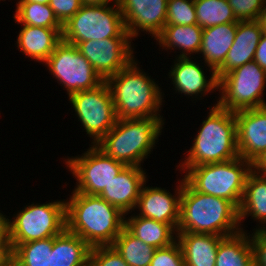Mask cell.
I'll list each match as a JSON object with an SVG mask.
<instances>
[{
	"label": "cell",
	"instance_id": "cell-1",
	"mask_svg": "<svg viewBox=\"0 0 266 266\" xmlns=\"http://www.w3.org/2000/svg\"><path fill=\"white\" fill-rule=\"evenodd\" d=\"M71 192L65 199L66 229L91 248L112 246L125 227V214L99 195Z\"/></svg>",
	"mask_w": 266,
	"mask_h": 266
},
{
	"label": "cell",
	"instance_id": "cell-2",
	"mask_svg": "<svg viewBox=\"0 0 266 266\" xmlns=\"http://www.w3.org/2000/svg\"><path fill=\"white\" fill-rule=\"evenodd\" d=\"M139 63V64H138ZM137 57L105 80L111 92L118 119L163 116L164 92L159 81L141 69ZM160 85V86H159ZM161 115H160V114Z\"/></svg>",
	"mask_w": 266,
	"mask_h": 266
},
{
	"label": "cell",
	"instance_id": "cell-3",
	"mask_svg": "<svg viewBox=\"0 0 266 266\" xmlns=\"http://www.w3.org/2000/svg\"><path fill=\"white\" fill-rule=\"evenodd\" d=\"M239 208L231 201L196 191L184 178L176 233L230 236L240 232Z\"/></svg>",
	"mask_w": 266,
	"mask_h": 266
},
{
	"label": "cell",
	"instance_id": "cell-4",
	"mask_svg": "<svg viewBox=\"0 0 266 266\" xmlns=\"http://www.w3.org/2000/svg\"><path fill=\"white\" fill-rule=\"evenodd\" d=\"M212 105L193 136L187 154L176 167H195L239 157L235 113L216 102Z\"/></svg>",
	"mask_w": 266,
	"mask_h": 266
},
{
	"label": "cell",
	"instance_id": "cell-5",
	"mask_svg": "<svg viewBox=\"0 0 266 266\" xmlns=\"http://www.w3.org/2000/svg\"><path fill=\"white\" fill-rule=\"evenodd\" d=\"M165 120L164 116L118 119L95 146L125 166L142 167L159 144Z\"/></svg>",
	"mask_w": 266,
	"mask_h": 266
},
{
	"label": "cell",
	"instance_id": "cell-6",
	"mask_svg": "<svg viewBox=\"0 0 266 266\" xmlns=\"http://www.w3.org/2000/svg\"><path fill=\"white\" fill-rule=\"evenodd\" d=\"M184 179L198 192L233 202L240 207L252 163L237 157L195 167H177ZM183 173V174H182Z\"/></svg>",
	"mask_w": 266,
	"mask_h": 266
},
{
	"label": "cell",
	"instance_id": "cell-7",
	"mask_svg": "<svg viewBox=\"0 0 266 266\" xmlns=\"http://www.w3.org/2000/svg\"><path fill=\"white\" fill-rule=\"evenodd\" d=\"M27 204L11 218L7 215L10 252L18 244L55 237L66 229L65 199Z\"/></svg>",
	"mask_w": 266,
	"mask_h": 266
},
{
	"label": "cell",
	"instance_id": "cell-8",
	"mask_svg": "<svg viewBox=\"0 0 266 266\" xmlns=\"http://www.w3.org/2000/svg\"><path fill=\"white\" fill-rule=\"evenodd\" d=\"M114 37H130L119 5H82L63 25L62 40L75 46Z\"/></svg>",
	"mask_w": 266,
	"mask_h": 266
},
{
	"label": "cell",
	"instance_id": "cell-9",
	"mask_svg": "<svg viewBox=\"0 0 266 266\" xmlns=\"http://www.w3.org/2000/svg\"><path fill=\"white\" fill-rule=\"evenodd\" d=\"M266 71L255 61L226 73L219 79L218 99L222 108L236 112L266 106Z\"/></svg>",
	"mask_w": 266,
	"mask_h": 266
},
{
	"label": "cell",
	"instance_id": "cell-10",
	"mask_svg": "<svg viewBox=\"0 0 266 266\" xmlns=\"http://www.w3.org/2000/svg\"><path fill=\"white\" fill-rule=\"evenodd\" d=\"M67 98L70 109H73L80 126L84 128L82 130L91 138V145L105 136L118 120L111 92L105 81L94 89L75 92Z\"/></svg>",
	"mask_w": 266,
	"mask_h": 266
},
{
	"label": "cell",
	"instance_id": "cell-11",
	"mask_svg": "<svg viewBox=\"0 0 266 266\" xmlns=\"http://www.w3.org/2000/svg\"><path fill=\"white\" fill-rule=\"evenodd\" d=\"M42 65L68 96L94 89L104 82L77 47L63 40Z\"/></svg>",
	"mask_w": 266,
	"mask_h": 266
},
{
	"label": "cell",
	"instance_id": "cell-12",
	"mask_svg": "<svg viewBox=\"0 0 266 266\" xmlns=\"http://www.w3.org/2000/svg\"><path fill=\"white\" fill-rule=\"evenodd\" d=\"M62 160L67 172L76 180L72 191L86 195H99L125 167L93 144H89L81 155L67 156Z\"/></svg>",
	"mask_w": 266,
	"mask_h": 266
},
{
	"label": "cell",
	"instance_id": "cell-13",
	"mask_svg": "<svg viewBox=\"0 0 266 266\" xmlns=\"http://www.w3.org/2000/svg\"><path fill=\"white\" fill-rule=\"evenodd\" d=\"M174 58L173 65H171L167 75L171 85L174 86L172 88L174 93H178L181 97H183L182 95H185L186 98L191 97V101L195 100L193 103L196 105L197 99L199 101L204 99L203 97L206 95L218 92L219 80L212 67L206 65L202 60L200 62L196 57ZM208 71L209 75L206 74Z\"/></svg>",
	"mask_w": 266,
	"mask_h": 266
},
{
	"label": "cell",
	"instance_id": "cell-14",
	"mask_svg": "<svg viewBox=\"0 0 266 266\" xmlns=\"http://www.w3.org/2000/svg\"><path fill=\"white\" fill-rule=\"evenodd\" d=\"M132 41L131 37H114L80 42L76 47L105 81L136 57Z\"/></svg>",
	"mask_w": 266,
	"mask_h": 266
},
{
	"label": "cell",
	"instance_id": "cell-15",
	"mask_svg": "<svg viewBox=\"0 0 266 266\" xmlns=\"http://www.w3.org/2000/svg\"><path fill=\"white\" fill-rule=\"evenodd\" d=\"M168 0H119L124 24L131 39L138 40L141 32L155 40L162 32Z\"/></svg>",
	"mask_w": 266,
	"mask_h": 266
},
{
	"label": "cell",
	"instance_id": "cell-16",
	"mask_svg": "<svg viewBox=\"0 0 266 266\" xmlns=\"http://www.w3.org/2000/svg\"><path fill=\"white\" fill-rule=\"evenodd\" d=\"M174 193L160 186H147L144 183L134 213L144 218L171 224L176 230L180 221V198L183 188V176L177 179ZM174 194V195H173ZM138 209V210H137ZM136 211V212H135Z\"/></svg>",
	"mask_w": 266,
	"mask_h": 266
},
{
	"label": "cell",
	"instance_id": "cell-17",
	"mask_svg": "<svg viewBox=\"0 0 266 266\" xmlns=\"http://www.w3.org/2000/svg\"><path fill=\"white\" fill-rule=\"evenodd\" d=\"M234 113L239 156L253 163L266 151V106Z\"/></svg>",
	"mask_w": 266,
	"mask_h": 266
},
{
	"label": "cell",
	"instance_id": "cell-18",
	"mask_svg": "<svg viewBox=\"0 0 266 266\" xmlns=\"http://www.w3.org/2000/svg\"><path fill=\"white\" fill-rule=\"evenodd\" d=\"M148 175L143 167L125 166L99 196L125 215L132 213Z\"/></svg>",
	"mask_w": 266,
	"mask_h": 266
},
{
	"label": "cell",
	"instance_id": "cell-19",
	"mask_svg": "<svg viewBox=\"0 0 266 266\" xmlns=\"http://www.w3.org/2000/svg\"><path fill=\"white\" fill-rule=\"evenodd\" d=\"M261 35V27L257 20L238 21L233 45L224 63L216 70L218 80L233 69L254 61Z\"/></svg>",
	"mask_w": 266,
	"mask_h": 266
},
{
	"label": "cell",
	"instance_id": "cell-20",
	"mask_svg": "<svg viewBox=\"0 0 266 266\" xmlns=\"http://www.w3.org/2000/svg\"><path fill=\"white\" fill-rule=\"evenodd\" d=\"M22 26L18 31L15 46L27 58L43 64L62 41L63 28H46L29 25Z\"/></svg>",
	"mask_w": 266,
	"mask_h": 266
},
{
	"label": "cell",
	"instance_id": "cell-21",
	"mask_svg": "<svg viewBox=\"0 0 266 266\" xmlns=\"http://www.w3.org/2000/svg\"><path fill=\"white\" fill-rule=\"evenodd\" d=\"M249 216L257 223V226L252 231L266 230V175L254 170L247 177L244 194L239 207L241 231H249L244 229V221Z\"/></svg>",
	"mask_w": 266,
	"mask_h": 266
},
{
	"label": "cell",
	"instance_id": "cell-22",
	"mask_svg": "<svg viewBox=\"0 0 266 266\" xmlns=\"http://www.w3.org/2000/svg\"><path fill=\"white\" fill-rule=\"evenodd\" d=\"M237 26L238 22H231L203 29L197 59L200 58L216 71L224 63L227 53L233 45Z\"/></svg>",
	"mask_w": 266,
	"mask_h": 266
},
{
	"label": "cell",
	"instance_id": "cell-23",
	"mask_svg": "<svg viewBox=\"0 0 266 266\" xmlns=\"http://www.w3.org/2000/svg\"><path fill=\"white\" fill-rule=\"evenodd\" d=\"M202 32L203 28L198 24L188 26L165 25L154 42L159 45V49H162L159 51H167L168 55L173 51L174 54L180 53H176L175 57H194L200 51Z\"/></svg>",
	"mask_w": 266,
	"mask_h": 266
},
{
	"label": "cell",
	"instance_id": "cell-24",
	"mask_svg": "<svg viewBox=\"0 0 266 266\" xmlns=\"http://www.w3.org/2000/svg\"><path fill=\"white\" fill-rule=\"evenodd\" d=\"M222 236L179 232L176 241L179 243L185 266H215L217 248Z\"/></svg>",
	"mask_w": 266,
	"mask_h": 266
},
{
	"label": "cell",
	"instance_id": "cell-25",
	"mask_svg": "<svg viewBox=\"0 0 266 266\" xmlns=\"http://www.w3.org/2000/svg\"><path fill=\"white\" fill-rule=\"evenodd\" d=\"M125 228L143 243L156 249L167 247L176 241V229L171 224L144 218L135 213L125 215Z\"/></svg>",
	"mask_w": 266,
	"mask_h": 266
},
{
	"label": "cell",
	"instance_id": "cell-26",
	"mask_svg": "<svg viewBox=\"0 0 266 266\" xmlns=\"http://www.w3.org/2000/svg\"><path fill=\"white\" fill-rule=\"evenodd\" d=\"M90 249L82 238L65 229L53 237L50 266H88Z\"/></svg>",
	"mask_w": 266,
	"mask_h": 266
},
{
	"label": "cell",
	"instance_id": "cell-27",
	"mask_svg": "<svg viewBox=\"0 0 266 266\" xmlns=\"http://www.w3.org/2000/svg\"><path fill=\"white\" fill-rule=\"evenodd\" d=\"M215 266H254L249 232L240 231L223 237L217 248Z\"/></svg>",
	"mask_w": 266,
	"mask_h": 266
},
{
	"label": "cell",
	"instance_id": "cell-28",
	"mask_svg": "<svg viewBox=\"0 0 266 266\" xmlns=\"http://www.w3.org/2000/svg\"><path fill=\"white\" fill-rule=\"evenodd\" d=\"M112 246L128 266H150L156 250L153 246L143 243L132 235L125 227Z\"/></svg>",
	"mask_w": 266,
	"mask_h": 266
},
{
	"label": "cell",
	"instance_id": "cell-29",
	"mask_svg": "<svg viewBox=\"0 0 266 266\" xmlns=\"http://www.w3.org/2000/svg\"><path fill=\"white\" fill-rule=\"evenodd\" d=\"M15 24L46 28H63L49 4L16 2Z\"/></svg>",
	"mask_w": 266,
	"mask_h": 266
},
{
	"label": "cell",
	"instance_id": "cell-30",
	"mask_svg": "<svg viewBox=\"0 0 266 266\" xmlns=\"http://www.w3.org/2000/svg\"><path fill=\"white\" fill-rule=\"evenodd\" d=\"M197 24L205 29L238 22L227 0H194Z\"/></svg>",
	"mask_w": 266,
	"mask_h": 266
},
{
	"label": "cell",
	"instance_id": "cell-31",
	"mask_svg": "<svg viewBox=\"0 0 266 266\" xmlns=\"http://www.w3.org/2000/svg\"><path fill=\"white\" fill-rule=\"evenodd\" d=\"M53 237L18 244L10 256L21 266H50Z\"/></svg>",
	"mask_w": 266,
	"mask_h": 266
},
{
	"label": "cell",
	"instance_id": "cell-32",
	"mask_svg": "<svg viewBox=\"0 0 266 266\" xmlns=\"http://www.w3.org/2000/svg\"><path fill=\"white\" fill-rule=\"evenodd\" d=\"M197 24L194 0H168L165 25Z\"/></svg>",
	"mask_w": 266,
	"mask_h": 266
},
{
	"label": "cell",
	"instance_id": "cell-33",
	"mask_svg": "<svg viewBox=\"0 0 266 266\" xmlns=\"http://www.w3.org/2000/svg\"><path fill=\"white\" fill-rule=\"evenodd\" d=\"M88 266H128L113 246H97L90 249Z\"/></svg>",
	"mask_w": 266,
	"mask_h": 266
},
{
	"label": "cell",
	"instance_id": "cell-34",
	"mask_svg": "<svg viewBox=\"0 0 266 266\" xmlns=\"http://www.w3.org/2000/svg\"><path fill=\"white\" fill-rule=\"evenodd\" d=\"M238 21L257 20L266 0H227Z\"/></svg>",
	"mask_w": 266,
	"mask_h": 266
},
{
	"label": "cell",
	"instance_id": "cell-35",
	"mask_svg": "<svg viewBox=\"0 0 266 266\" xmlns=\"http://www.w3.org/2000/svg\"><path fill=\"white\" fill-rule=\"evenodd\" d=\"M150 266H185L179 243L156 249Z\"/></svg>",
	"mask_w": 266,
	"mask_h": 266
},
{
	"label": "cell",
	"instance_id": "cell-36",
	"mask_svg": "<svg viewBox=\"0 0 266 266\" xmlns=\"http://www.w3.org/2000/svg\"><path fill=\"white\" fill-rule=\"evenodd\" d=\"M81 0H50L49 6L60 23L64 25L82 7Z\"/></svg>",
	"mask_w": 266,
	"mask_h": 266
},
{
	"label": "cell",
	"instance_id": "cell-37",
	"mask_svg": "<svg viewBox=\"0 0 266 266\" xmlns=\"http://www.w3.org/2000/svg\"><path fill=\"white\" fill-rule=\"evenodd\" d=\"M249 238L253 248L254 266H266V230L250 231Z\"/></svg>",
	"mask_w": 266,
	"mask_h": 266
},
{
	"label": "cell",
	"instance_id": "cell-38",
	"mask_svg": "<svg viewBox=\"0 0 266 266\" xmlns=\"http://www.w3.org/2000/svg\"><path fill=\"white\" fill-rule=\"evenodd\" d=\"M254 61L266 71V35L262 34L257 46Z\"/></svg>",
	"mask_w": 266,
	"mask_h": 266
},
{
	"label": "cell",
	"instance_id": "cell-39",
	"mask_svg": "<svg viewBox=\"0 0 266 266\" xmlns=\"http://www.w3.org/2000/svg\"><path fill=\"white\" fill-rule=\"evenodd\" d=\"M0 210V248H9L7 240V216Z\"/></svg>",
	"mask_w": 266,
	"mask_h": 266
},
{
	"label": "cell",
	"instance_id": "cell-40",
	"mask_svg": "<svg viewBox=\"0 0 266 266\" xmlns=\"http://www.w3.org/2000/svg\"><path fill=\"white\" fill-rule=\"evenodd\" d=\"M252 167L254 171L266 175V151L252 163Z\"/></svg>",
	"mask_w": 266,
	"mask_h": 266
},
{
	"label": "cell",
	"instance_id": "cell-41",
	"mask_svg": "<svg viewBox=\"0 0 266 266\" xmlns=\"http://www.w3.org/2000/svg\"><path fill=\"white\" fill-rule=\"evenodd\" d=\"M83 5H119V0H81Z\"/></svg>",
	"mask_w": 266,
	"mask_h": 266
},
{
	"label": "cell",
	"instance_id": "cell-42",
	"mask_svg": "<svg viewBox=\"0 0 266 266\" xmlns=\"http://www.w3.org/2000/svg\"><path fill=\"white\" fill-rule=\"evenodd\" d=\"M258 23L260 24L262 34L266 35V5L262 9L257 19Z\"/></svg>",
	"mask_w": 266,
	"mask_h": 266
},
{
	"label": "cell",
	"instance_id": "cell-43",
	"mask_svg": "<svg viewBox=\"0 0 266 266\" xmlns=\"http://www.w3.org/2000/svg\"><path fill=\"white\" fill-rule=\"evenodd\" d=\"M1 266H21L10 255L3 261Z\"/></svg>",
	"mask_w": 266,
	"mask_h": 266
},
{
	"label": "cell",
	"instance_id": "cell-44",
	"mask_svg": "<svg viewBox=\"0 0 266 266\" xmlns=\"http://www.w3.org/2000/svg\"><path fill=\"white\" fill-rule=\"evenodd\" d=\"M10 255L9 248H0V266L3 261Z\"/></svg>",
	"mask_w": 266,
	"mask_h": 266
},
{
	"label": "cell",
	"instance_id": "cell-45",
	"mask_svg": "<svg viewBox=\"0 0 266 266\" xmlns=\"http://www.w3.org/2000/svg\"><path fill=\"white\" fill-rule=\"evenodd\" d=\"M17 2H34V3L49 4L50 0H19Z\"/></svg>",
	"mask_w": 266,
	"mask_h": 266
}]
</instances>
